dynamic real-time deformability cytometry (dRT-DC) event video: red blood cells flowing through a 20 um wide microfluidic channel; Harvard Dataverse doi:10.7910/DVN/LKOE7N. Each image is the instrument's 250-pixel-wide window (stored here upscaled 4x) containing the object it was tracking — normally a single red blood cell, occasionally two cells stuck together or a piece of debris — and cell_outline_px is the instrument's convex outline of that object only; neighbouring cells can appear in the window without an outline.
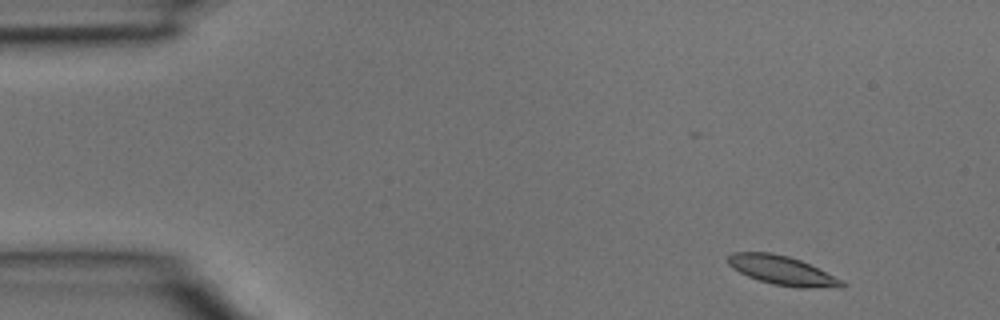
{"species": "common noctule bat (a hibernating species)", "species_latin": "Nyctalus noctula", "temperature_condition": "room temperature", "stored_images_in_passage": 3, "camera_frame_rate_fps": 3000, "um_per_image_px": 0.085, "animal": {"sex": "male", "body_mass_g": 15.6}, "frame": {"image": 1, "passage_image": 1, "time_ms": 0.0, "image_size_px": [1000, 320], "cell_outline_px": [[844, 288], [800, 288], [772, 284], [748, 276], [732, 268], [728, 264], [728, 256], [732, 252], [772, 252], [788, 256], [800, 260], [844, 280]], "centroid_in_image_um": [66.52, 23.0], "position_along_channel_um": 18.5, "area_um2": 19.36}}
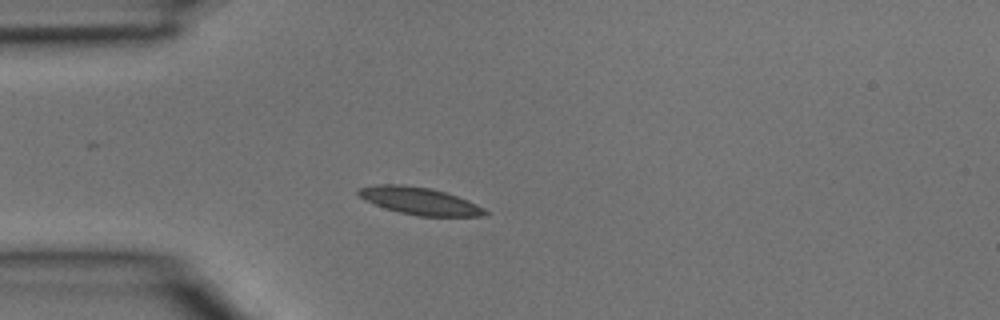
{"frame": {"image": 2, "passage_image": 3, "time_ms": 0.667, "image_size_px": [1000, 320], "cell_outline_px": [[488, 216], [416, 216], [384, 208], [364, 200], [356, 192], [356, 188], [376, 184], [404, 184], [432, 188], [468, 200], [484, 208], [488, 212]], "centroid_in_image_um": [35.63, 17.07], "position_along_channel_um": 49.4, "area_um2": 20.35}}